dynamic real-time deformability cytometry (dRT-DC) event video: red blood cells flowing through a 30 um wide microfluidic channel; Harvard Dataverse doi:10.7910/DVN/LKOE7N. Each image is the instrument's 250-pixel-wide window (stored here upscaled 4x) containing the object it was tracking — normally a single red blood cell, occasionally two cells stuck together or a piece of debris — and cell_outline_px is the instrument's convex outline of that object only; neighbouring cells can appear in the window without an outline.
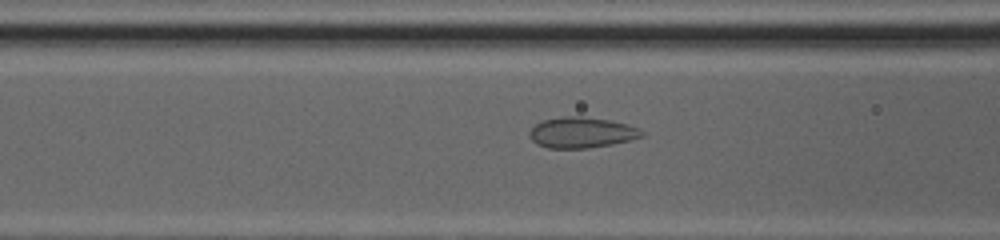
{"species": "common noctule bat (a hibernating species)", "species_latin": "Nyctalus noctula", "temperature_condition": "cold", "stored_images_in_passage": 7, "camera_frame_rate_fps": 3000, "um_per_image_px": 0.085, "animal": {"sex": "female", "body_mass_g": 20.0, "forearm_length_mm": 54.0}, "frame": {"image": 1, "passage_image": 6, "time_ms": 1.667, "image_size_px": [1000, 240], "cell_outline_px": [[644, 136], [632, 140], [612, 144], [588, 148], [548, 148], [536, 144], [532, 140], [528, 132], [536, 124], [544, 120], [564, 116], [580, 116], [608, 120], [628, 124], [644, 132]], "centroid_in_image_um": [49.44, 11.27], "position_along_channel_um": 117.2, "area_um2": 20.06}}